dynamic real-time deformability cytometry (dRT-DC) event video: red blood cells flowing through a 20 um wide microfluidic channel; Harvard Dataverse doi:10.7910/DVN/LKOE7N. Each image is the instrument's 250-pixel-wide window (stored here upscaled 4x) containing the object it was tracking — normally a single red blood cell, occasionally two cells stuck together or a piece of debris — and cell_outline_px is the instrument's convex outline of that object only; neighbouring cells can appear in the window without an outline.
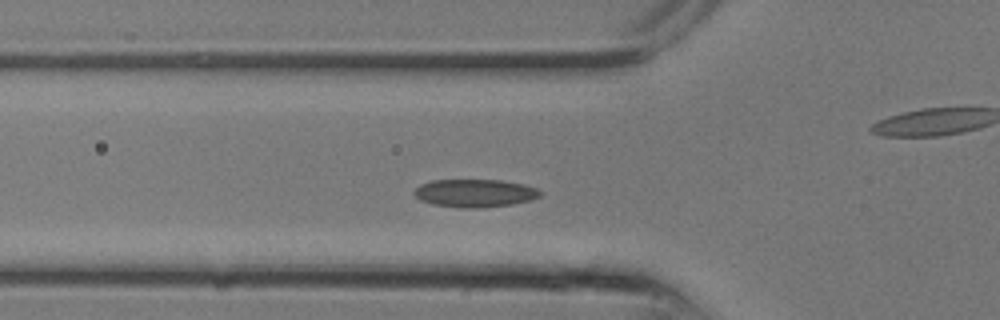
{"species": "common noctule bat (a hibernating species)", "species_latin": "Nyctalus noctula", "temperature_condition": "room temperature", "stored_images_in_passage": 10, "segment_of_instrument_passage": [1, 2], "camera_frame_rate_fps": 3000, "um_per_image_px": 0.085, "animal": {"sex": "male", "body_mass_g": 13.3}, "frame": {"image": 1, "passage_image": 7, "time_ms": 2.0, "image_size_px": [1000, 320], "cell_outline_px": [[540, 196], [532, 200], [512, 204], [480, 208], [464, 208], [432, 204], [420, 200], [412, 192], [420, 184], [432, 180], [500, 180], [524, 184], [536, 188], [540, 192]], "centroid_in_image_um": [40.35, 16.42], "position_along_channel_um": 85.5, "area_um2": 20.52}}
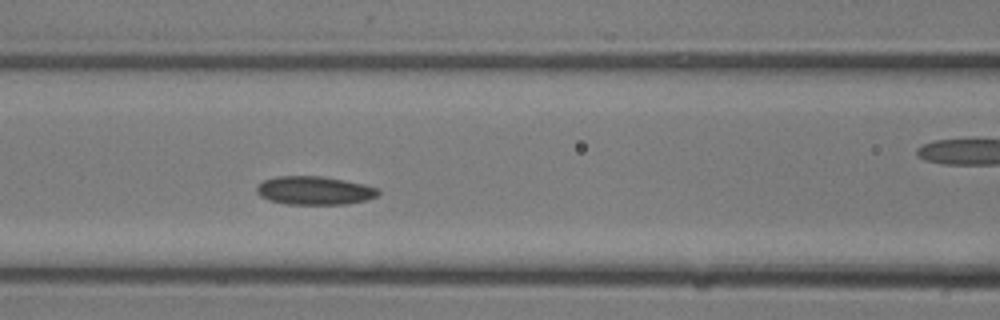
{"frame": {"image": 2, "passage_image": 9, "time_ms": 2.667, "image_size_px": [1000, 320], "cell_outline_px": [[380, 192], [376, 196], [364, 200], [348, 204], [288, 204], [268, 200], [260, 196], [256, 192], [256, 184], [264, 180], [276, 176], [320, 176], [344, 180], [364, 184], [376, 188]], "centroid_in_image_um": [26.67, 16.19], "position_along_channel_um": 139.9, "area_um2": 20.11}}